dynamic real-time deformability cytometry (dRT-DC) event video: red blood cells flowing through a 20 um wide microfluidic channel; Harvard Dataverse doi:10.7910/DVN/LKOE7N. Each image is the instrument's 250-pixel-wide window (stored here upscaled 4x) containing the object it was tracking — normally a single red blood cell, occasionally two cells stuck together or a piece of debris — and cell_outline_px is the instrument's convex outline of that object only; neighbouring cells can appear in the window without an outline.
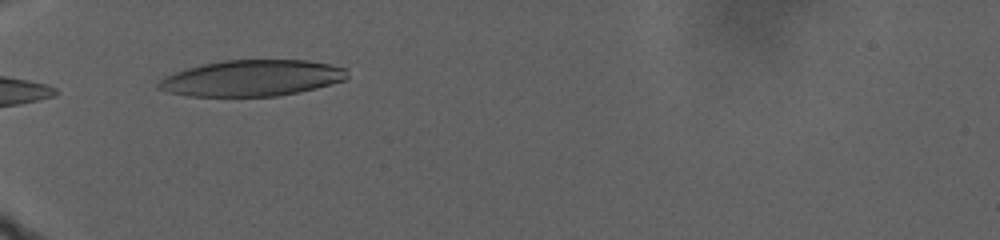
{"species": "human", "species_latin": "Homo sapiens", "temperature_condition": "warm", "stored_images_in_passage": 5, "camera_frame_rate_fps": 3000, "um_per_image_px": 0.085, "donor": {"sex": "male"}, "frame": {"image": 1, "passage_image": 1, "time_ms": 0.0, "image_size_px": [1000, 240], "cell_outline_px": [[348, 76], [344, 80], [332, 84], [316, 88], [276, 96], [188, 96], [168, 92], [156, 88], [156, 84], [164, 76], [184, 68], [224, 60], [308, 60], [332, 64], [344, 68]], "centroid_in_image_um": [21.37, 6.63], "position_along_channel_um": 63.6, "area_um2": 39.82}}